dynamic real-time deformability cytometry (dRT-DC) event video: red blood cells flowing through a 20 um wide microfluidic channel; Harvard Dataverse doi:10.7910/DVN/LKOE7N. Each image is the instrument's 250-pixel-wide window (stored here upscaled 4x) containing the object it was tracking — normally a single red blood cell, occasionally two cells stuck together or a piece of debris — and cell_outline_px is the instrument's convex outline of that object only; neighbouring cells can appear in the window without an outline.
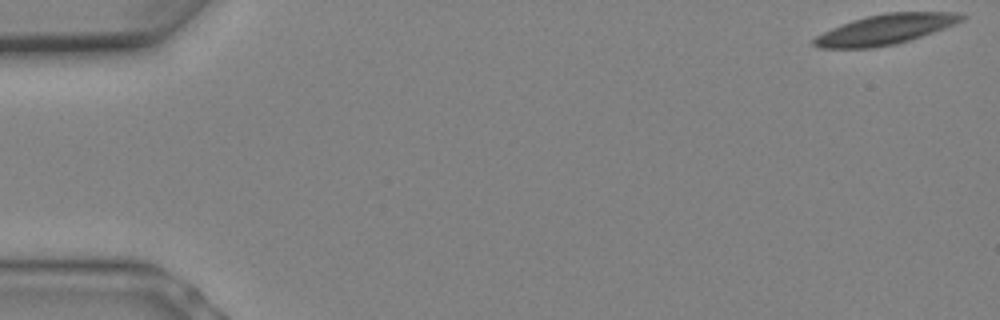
{"species": "Egyptian fruit bat (a non-hibernating species)", "species_latin": "Rousettus aegyptiacus", "temperature_condition": "warm", "stored_images_in_passage": 9, "camera_frame_rate_fps": 3000, "um_per_image_px": 0.085, "animal": {"sex": "female"}, "frame": {"image": 1, "passage_image": 1, "time_ms": 0.0, "image_size_px": [1000, 320], "cell_outline_px": [[964, 16], [956, 24], [896, 44], [872, 48], [816, 48], [812, 44], [812, 40], [816, 36], [832, 28], [852, 20], [868, 16], [888, 12], [960, 12]], "centroid_in_image_um": [75.21, 2.5], "position_along_channel_um": 9.8, "area_um2": 25.61}}